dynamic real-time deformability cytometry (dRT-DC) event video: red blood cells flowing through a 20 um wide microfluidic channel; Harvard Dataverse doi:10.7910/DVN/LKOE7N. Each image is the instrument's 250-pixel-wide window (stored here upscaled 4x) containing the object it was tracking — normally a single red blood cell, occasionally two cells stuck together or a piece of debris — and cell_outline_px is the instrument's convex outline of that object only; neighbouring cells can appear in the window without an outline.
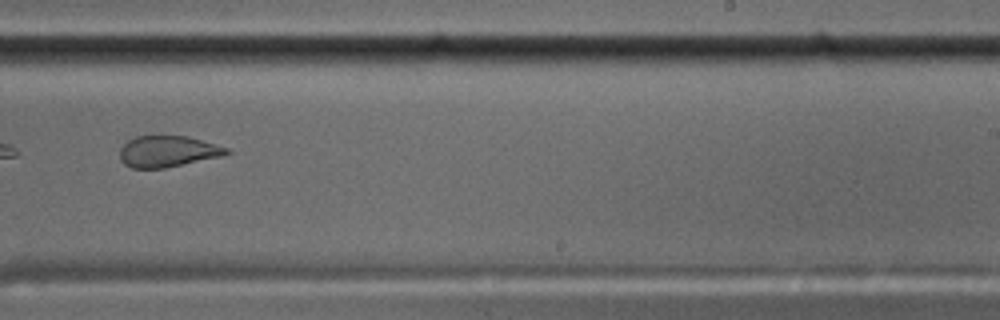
{"species": "common noctule bat (a hibernating species)", "species_latin": "Nyctalus noctula", "temperature_condition": "cold", "stored_images_in_passage": 10, "camera_frame_rate_fps": 3000, "um_per_image_px": 0.085, "animal": {"sex": "male", "body_mass_g": 17.5, "forearm_length_mm": 52.3}, "frame": {"image": 1, "passage_image": 9, "time_ms": 10.0, "image_size_px": [1000, 320], "cell_outline_px": [[232, 152], [220, 156], [164, 168], [132, 168], [124, 164], [120, 160], [120, 148], [128, 140], [136, 136], [188, 136], [228, 148]], "centroid_in_image_um": [14.22, 12.87], "position_along_channel_um": 274.8, "area_um2": 19.25}}